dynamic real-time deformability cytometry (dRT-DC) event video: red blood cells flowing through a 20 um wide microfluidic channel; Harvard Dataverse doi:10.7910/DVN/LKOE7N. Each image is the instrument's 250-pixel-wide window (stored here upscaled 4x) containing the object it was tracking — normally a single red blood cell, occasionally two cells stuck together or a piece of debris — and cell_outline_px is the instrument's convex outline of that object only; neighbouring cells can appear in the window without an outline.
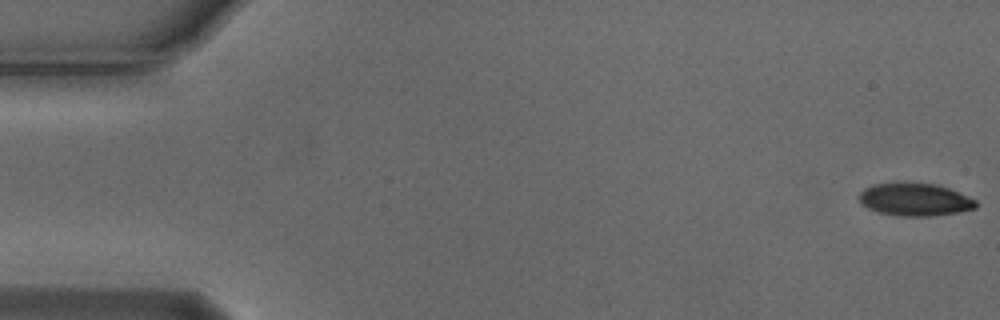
{"species": "Egyptian fruit bat (a non-hibernating species)", "species_latin": "Rousettus aegyptiacus", "temperature_condition": "cold", "stored_images_in_passage": 5, "camera_frame_rate_fps": 3000, "um_per_image_px": 0.085, "animal": {"sex": "male"}, "frame": {"image": 1, "passage_image": 1, "time_ms": 0.0, "image_size_px": [1000, 320], "cell_outline_px": [[976, 208], [960, 212], [932, 216], [900, 216], [876, 212], [868, 208], [860, 200], [860, 192], [864, 188], [872, 184], [936, 184], [948, 188], [968, 196], [976, 200]], "centroid_in_image_um": [77.78, 16.98], "position_along_channel_um": 7.2, "area_um2": 21.91}}
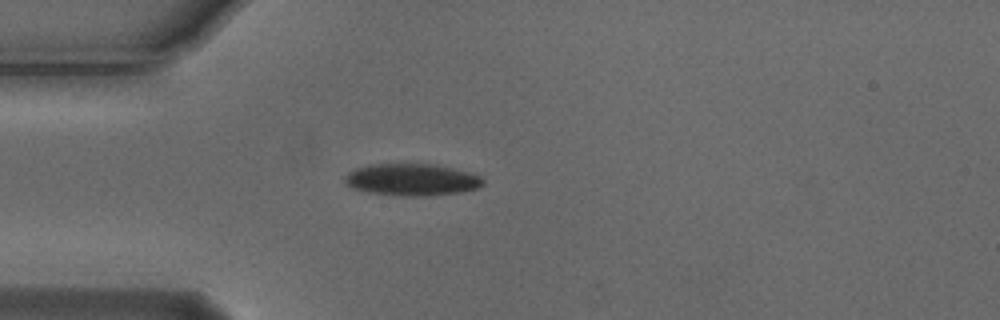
{"frame": {"image": 2, "passage_image": 5, "time_ms": 1.333, "image_size_px": [1000, 320], "cell_outline_px": [[484, 184], [476, 188], [460, 192], [428, 196], [400, 196], [368, 192], [352, 188], [344, 184], [344, 176], [348, 172], [356, 168], [368, 164], [436, 164], [472, 172], [480, 176], [484, 180]], "centroid_in_image_um": [34.99, 15.27], "position_along_channel_um": 50.0, "area_um2": 26.07}}